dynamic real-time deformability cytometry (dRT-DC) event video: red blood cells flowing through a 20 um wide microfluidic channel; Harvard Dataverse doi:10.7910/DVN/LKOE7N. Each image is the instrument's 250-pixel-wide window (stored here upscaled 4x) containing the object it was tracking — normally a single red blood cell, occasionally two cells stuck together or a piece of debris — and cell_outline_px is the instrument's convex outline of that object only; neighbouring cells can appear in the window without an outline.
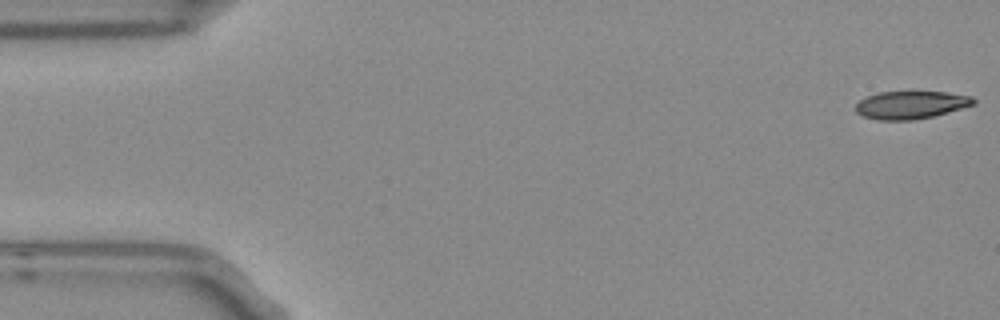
{"species": "Egyptian fruit bat (a non-hibernating species)", "species_latin": "Rousettus aegyptiacus", "temperature_condition": "room temperature", "stored_images_in_passage": 4, "camera_frame_rate_fps": 3000, "um_per_image_px": 0.085, "frame": {"image": 1, "passage_image": 1, "time_ms": 0.0, "image_size_px": [1000, 320], "cell_outline_px": [[976, 104], [948, 112], [932, 116], [912, 120], [876, 120], [864, 116], [856, 112], [856, 104], [860, 100], [868, 96], [880, 92], [948, 92], [972, 96], [976, 100]], "centroid_in_image_um": [77.45, 8.92], "position_along_channel_um": 7.5, "area_um2": 19.02}}